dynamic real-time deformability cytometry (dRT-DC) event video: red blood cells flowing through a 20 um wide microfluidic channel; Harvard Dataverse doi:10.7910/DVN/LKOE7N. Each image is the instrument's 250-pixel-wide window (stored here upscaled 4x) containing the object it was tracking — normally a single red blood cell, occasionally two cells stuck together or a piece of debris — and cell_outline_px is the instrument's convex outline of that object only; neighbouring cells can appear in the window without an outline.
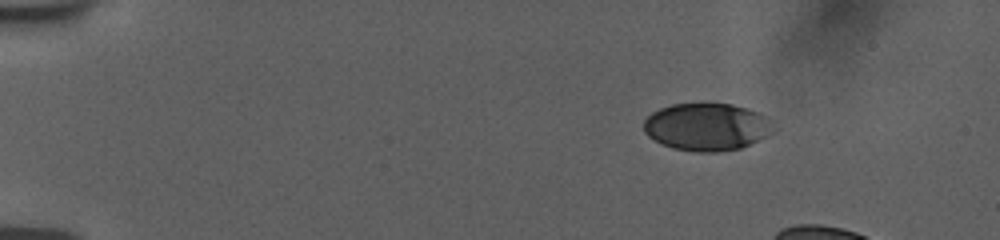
{"species": "human", "species_latin": "Homo sapiens", "temperature_condition": "room temperature", "stored_images_in_passage": 15, "camera_frame_rate_fps": 3000, "um_per_image_px": 0.085, "donor": {"sex": "female"}, "frame": {"image": 1, "passage_image": 1, "time_ms": 0.0, "image_size_px": [1000, 240], "cell_outline_px": [[764, 136], [740, 148], [716, 152], [692, 152], [672, 148], [648, 136], [644, 132], [644, 120], [652, 112], [660, 108], [672, 104], [732, 104], [748, 108], [764, 116]], "centroid_in_image_um": [59.9, 10.78], "position_along_channel_um": 25.1, "area_um2": 34.62}}
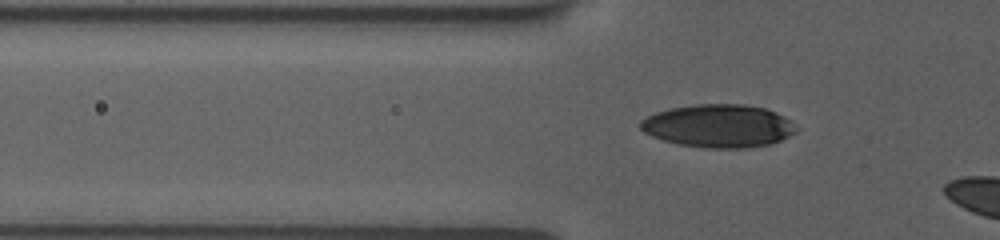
{"frame": {"image": 2, "passage_image": 12, "time_ms": 3.667, "image_size_px": [1000, 240], "cell_outline_px": [[796, 132], [772, 144], [748, 148], [708, 148], [680, 144], [664, 140], [652, 136], [644, 132], [640, 128], [640, 120], [656, 112], [672, 108], [692, 104], [744, 104], [764, 108], [776, 112], [784, 116], [796, 128]], "centroid_in_image_um": [61.07, 10.7], "position_along_channel_um": 64.7, "area_um2": 38.9}}